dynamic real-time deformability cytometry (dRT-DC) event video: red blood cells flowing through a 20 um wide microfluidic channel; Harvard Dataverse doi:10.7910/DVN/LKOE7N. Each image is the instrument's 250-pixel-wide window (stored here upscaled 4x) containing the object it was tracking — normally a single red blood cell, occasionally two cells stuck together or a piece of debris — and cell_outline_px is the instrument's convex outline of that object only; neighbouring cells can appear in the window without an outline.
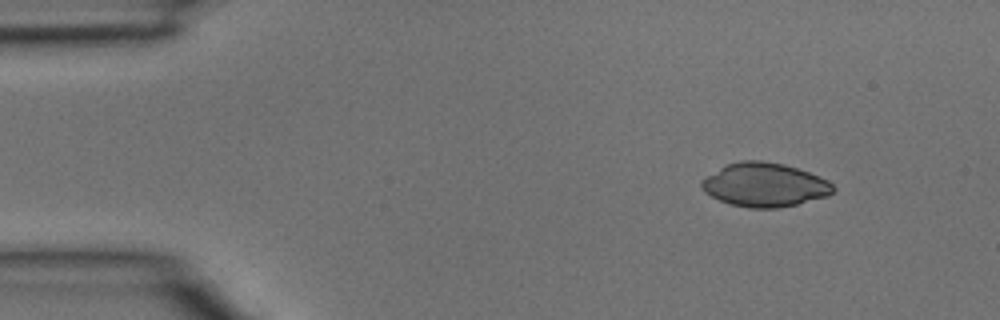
{"species": "common noctule bat (a hibernating species)", "species_latin": "Nyctalus noctula", "temperature_condition": "room temperature", "stored_images_in_passage": 36, "camera_frame_rate_fps": 3000, "um_per_image_px": 0.085, "animal": {"sex": "male", "body_mass_g": 15.6}, "frame": {"image": 1, "passage_image": 1, "time_ms": 0.0, "image_size_px": [1000, 320], "cell_outline_px": [[836, 188], [828, 196], [796, 204], [776, 208], [748, 208], [732, 204], [720, 200], [704, 192], [700, 188], [700, 180], [720, 168], [728, 164], [740, 160], [764, 160], [784, 164], [820, 176], [828, 180]], "centroid_in_image_um": [64.99, 15.7], "position_along_channel_um": 20.0, "area_um2": 33.58}}
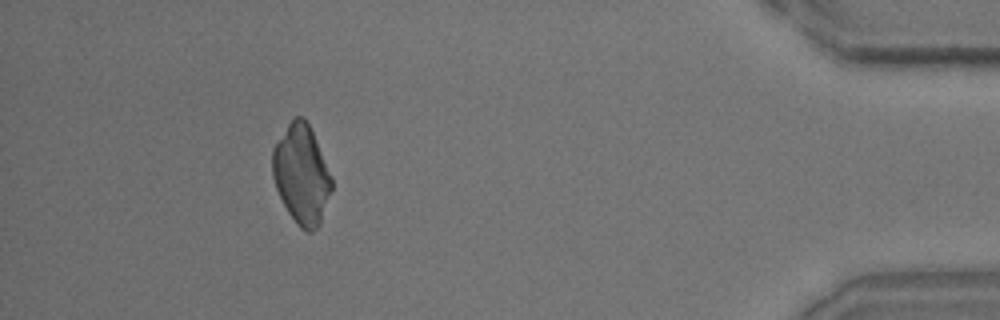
{"frame": {"image": 2, "passage_image": 33, "time_ms": 10.667, "image_size_px": [1000, 320], "cell_outline_px": [[332, 188], [320, 224], [312, 232], [308, 232], [300, 228], [296, 224], [288, 212], [276, 188], [272, 176], [272, 148], [288, 124], [296, 116], [304, 116], [312, 132], [332, 176]], "centroid_in_image_um": [25.62, 14.84], "position_along_channel_um": 409.6, "area_um2": 33.99}}